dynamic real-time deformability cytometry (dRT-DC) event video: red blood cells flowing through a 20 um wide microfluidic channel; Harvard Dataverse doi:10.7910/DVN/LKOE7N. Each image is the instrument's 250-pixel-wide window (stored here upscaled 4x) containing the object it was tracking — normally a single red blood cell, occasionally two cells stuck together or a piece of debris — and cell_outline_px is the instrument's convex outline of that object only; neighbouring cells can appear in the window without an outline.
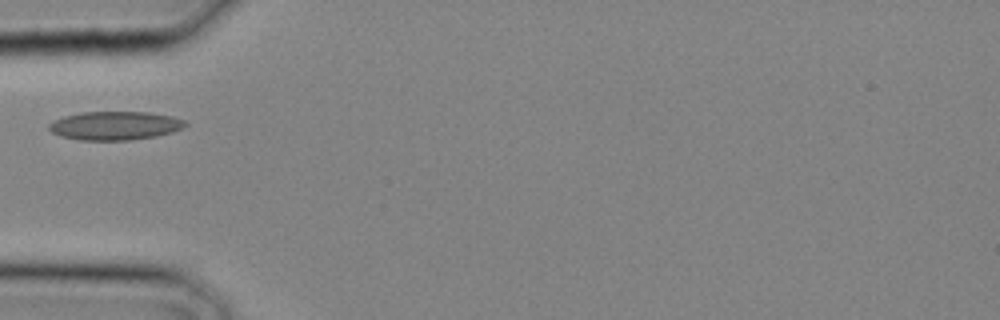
{"species": "common noctule bat (a hibernating species)", "species_latin": "Nyctalus noctula", "temperature_condition": "cold", "stored_images_in_passage": 6, "camera_frame_rate_fps": 3000, "um_per_image_px": 0.085, "animal": {"sex": "male", "body_mass_g": 20.4}, "frame": {"image": 1, "passage_image": 1, "time_ms": 0.0, "image_size_px": [1000, 320], "cell_outline_px": [[188, 124], [172, 132], [156, 136], [128, 140], [80, 140], [60, 136], [52, 132], [48, 128], [48, 124], [64, 116], [84, 112], [148, 112], [172, 116], [184, 120]], "centroid_in_image_um": [9.77, 10.68], "position_along_channel_um": 75.2, "area_um2": 22.54}}
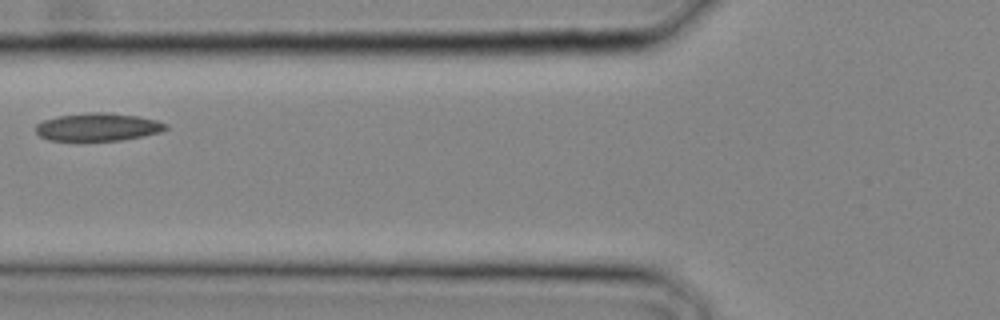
{"frame": {"image": 2, "passage_image": 3, "time_ms": 0.667, "image_size_px": [1000, 320], "cell_outline_px": [[168, 128], [160, 132], [144, 136], [120, 140], [48, 140], [40, 136], [36, 132], [36, 124], [44, 120], [56, 116], [88, 112], [104, 112], [136, 116], [156, 120], [168, 124]], "centroid_in_image_um": [8.32, 10.79], "position_along_channel_um": 117.5, "area_um2": 21.04}}
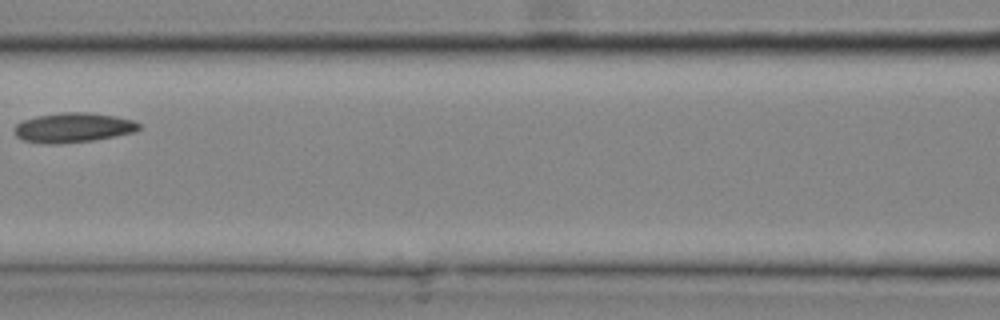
{"frame": {"image": 3, "passage_image": 5, "time_ms": 1.333, "image_size_px": [1000, 320], "cell_outline_px": [[140, 128], [136, 132], [116, 136], [92, 140], [60, 144], [44, 144], [24, 140], [16, 136], [12, 128], [16, 124], [24, 120], [36, 116], [60, 112], [88, 112], [116, 116], [132, 120], [140, 124]], "centroid_in_image_um": [6.2, 10.85], "position_along_channel_um": 160.4, "area_um2": 21.73}}